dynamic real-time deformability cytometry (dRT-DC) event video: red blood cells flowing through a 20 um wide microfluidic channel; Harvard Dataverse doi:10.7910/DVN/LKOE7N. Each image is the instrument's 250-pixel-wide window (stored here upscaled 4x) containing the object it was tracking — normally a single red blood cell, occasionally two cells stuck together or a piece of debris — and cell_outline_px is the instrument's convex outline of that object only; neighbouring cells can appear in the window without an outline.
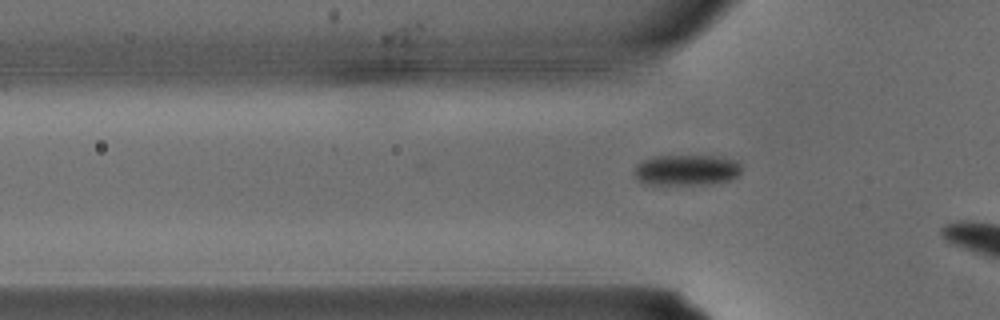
{"species": "common noctule bat (a hibernating species)", "species_latin": "Nyctalus noctula", "temperature_condition": "warm", "stored_images_in_passage": 4, "segment_of_instrument_passage": [2, 2], "camera_frame_rate_fps": 3000, "um_per_image_px": 0.085, "animal": {"sex": "male", "body_mass_g": 15.6}, "frame": {"image": 1, "passage_image": 4, "time_ms": 1.0, "image_size_px": [1000, 320], "cell_outline_px": [[740, 172], [736, 176], [728, 180], [712, 184], [644, 184], [632, 172], [636, 164], [644, 160], [656, 156], [720, 156], [736, 160], [740, 164]], "centroid_in_image_um": [58.34, 14.45], "position_along_channel_um": 67.5, "area_um2": 19.19}}